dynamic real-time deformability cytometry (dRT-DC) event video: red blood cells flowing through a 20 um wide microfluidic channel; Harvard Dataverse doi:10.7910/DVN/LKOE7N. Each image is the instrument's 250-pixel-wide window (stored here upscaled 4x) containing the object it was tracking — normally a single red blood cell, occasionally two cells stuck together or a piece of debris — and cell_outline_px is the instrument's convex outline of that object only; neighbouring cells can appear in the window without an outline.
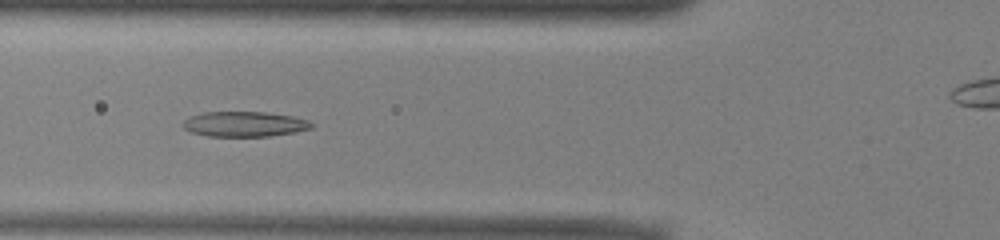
{"species": "common noctule bat (a hibernating species)", "species_latin": "Nyctalus noctula", "temperature_condition": "warm", "stored_images_in_passage": 45, "camera_frame_rate_fps": 3000, "um_per_image_px": 0.085, "animal": {"sex": "male", "body_mass_g": 13.0, "forearm_length_mm": 53.1}, "frame": {"image": 1, "passage_image": 19, "time_ms": 6.0, "image_size_px": [1000, 240], "cell_outline_px": [[316, 124], [312, 128], [296, 132], [272, 136], [208, 136], [192, 132], [184, 128], [180, 124], [188, 116], [204, 112], [264, 112], [292, 116], [308, 120]], "centroid_in_image_um": [20.79, 10.54], "position_along_channel_um": 105.0, "area_um2": 19.02}}
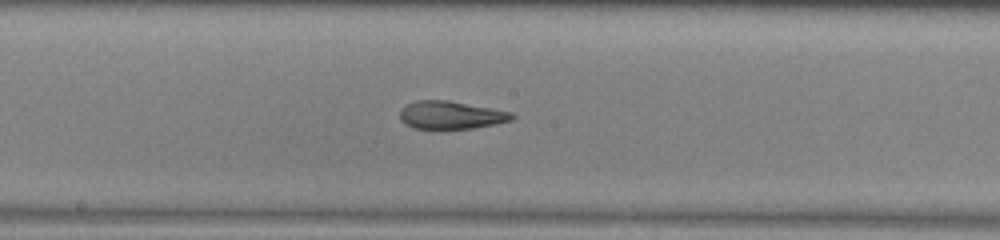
{"frame": {"image": 2, "passage_image": 27, "time_ms": 8.667, "image_size_px": [1000, 240], "cell_outline_px": [[516, 116], [512, 120], [496, 124], [472, 128], [412, 128], [404, 124], [400, 120], [400, 108], [404, 104], [416, 100], [448, 100], [492, 108], [512, 112]], "centroid_in_image_um": [38.3, 9.77], "position_along_channel_um": 209.9, "area_um2": 18.38}}
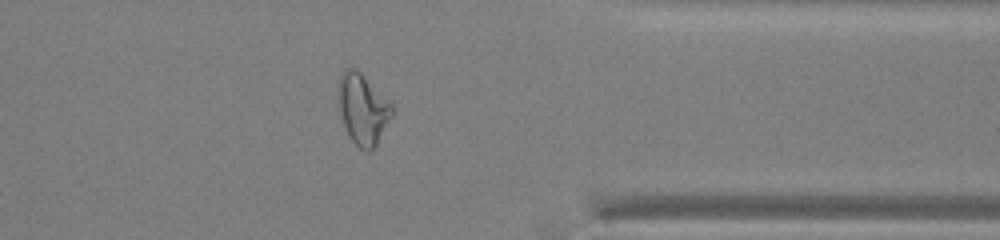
{"frame": {"image": 3, "passage_image": 41, "time_ms": 13.333, "image_size_px": [1000, 240], "cell_outline_px": [[392, 116], [376, 144], [368, 152], [364, 152], [352, 140], [344, 124], [340, 112], [340, 76], [348, 68], [356, 68], [392, 104]], "centroid_in_image_um": [30.86, 9.29], "position_along_channel_um": 380.5, "area_um2": 21.21}}